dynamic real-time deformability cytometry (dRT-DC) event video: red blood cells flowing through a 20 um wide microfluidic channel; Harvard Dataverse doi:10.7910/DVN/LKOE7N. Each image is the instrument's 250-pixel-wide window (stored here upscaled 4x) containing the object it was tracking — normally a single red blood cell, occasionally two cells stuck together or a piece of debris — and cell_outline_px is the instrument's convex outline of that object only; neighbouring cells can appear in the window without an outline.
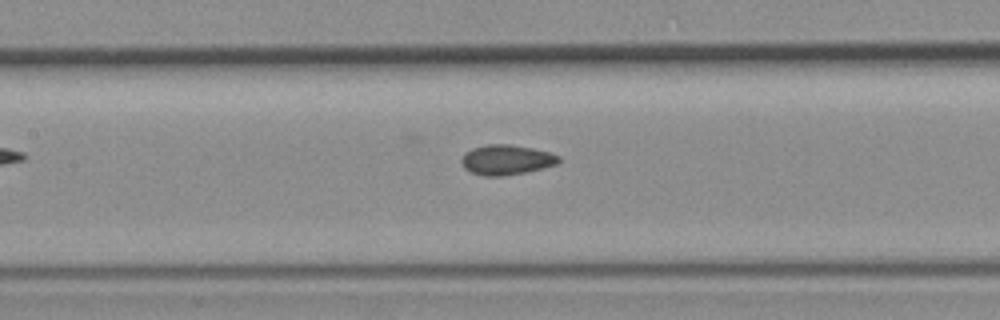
{"species": "common noctule bat (a hibernating species)", "species_latin": "Nyctalus noctula", "temperature_condition": "room temperature", "stored_images_in_passage": 6, "segment_of_instrument_passage": [2, 2], "camera_frame_rate_fps": 3000, "um_per_image_px": 0.085, "animal": {"sex": "female", "body_mass_g": 19.3, "forearm_length_mm": 54.1}, "frame": {"image": 1, "passage_image": 6, "time_ms": 1.667, "image_size_px": [1000, 320], "cell_outline_px": [[560, 160], [556, 164], [528, 172], [504, 176], [484, 176], [472, 172], [464, 168], [460, 160], [464, 152], [472, 148], [488, 144], [508, 144], [532, 148], [548, 152], [560, 156]], "centroid_in_image_um": [43.02, 13.58], "position_along_channel_um": 164.4, "area_um2": 17.05}}